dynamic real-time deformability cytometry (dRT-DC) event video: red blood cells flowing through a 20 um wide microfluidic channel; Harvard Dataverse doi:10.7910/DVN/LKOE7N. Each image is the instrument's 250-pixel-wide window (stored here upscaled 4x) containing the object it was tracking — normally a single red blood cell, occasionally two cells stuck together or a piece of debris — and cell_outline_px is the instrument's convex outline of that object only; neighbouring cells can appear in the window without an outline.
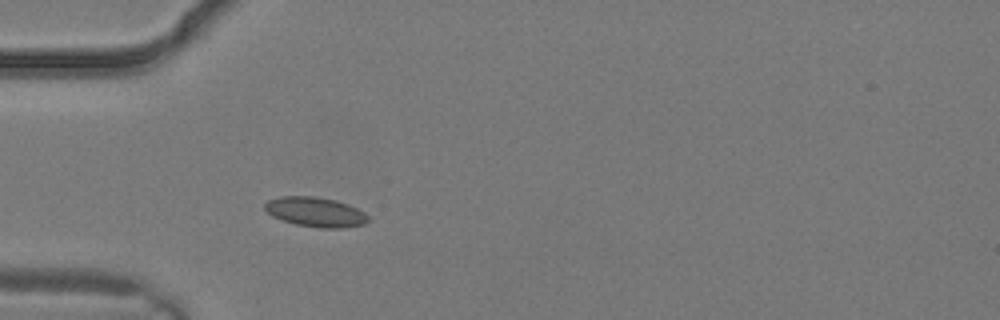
{"species": "common noctule bat (a hibernating species)", "species_latin": "Nyctalus noctula", "temperature_condition": "warm", "stored_images_in_passage": 2, "camera_frame_rate_fps": 3000, "um_per_image_px": 0.085, "animal": {"sex": "male", "body_mass_g": 19.2, "forearm_length_mm": 51.8}, "frame": {"image": 1, "passage_image": 2, "time_ms": 0.333, "image_size_px": [1000, 320], "cell_outline_px": [[372, 220], [364, 224], [344, 228], [320, 228], [296, 224], [272, 216], [264, 208], [264, 204], [268, 200], [280, 196], [312, 196], [336, 200], [348, 204], [364, 212]], "centroid_in_image_um": [26.85, 18.02], "position_along_channel_um": 58.2, "area_um2": 17.92}}